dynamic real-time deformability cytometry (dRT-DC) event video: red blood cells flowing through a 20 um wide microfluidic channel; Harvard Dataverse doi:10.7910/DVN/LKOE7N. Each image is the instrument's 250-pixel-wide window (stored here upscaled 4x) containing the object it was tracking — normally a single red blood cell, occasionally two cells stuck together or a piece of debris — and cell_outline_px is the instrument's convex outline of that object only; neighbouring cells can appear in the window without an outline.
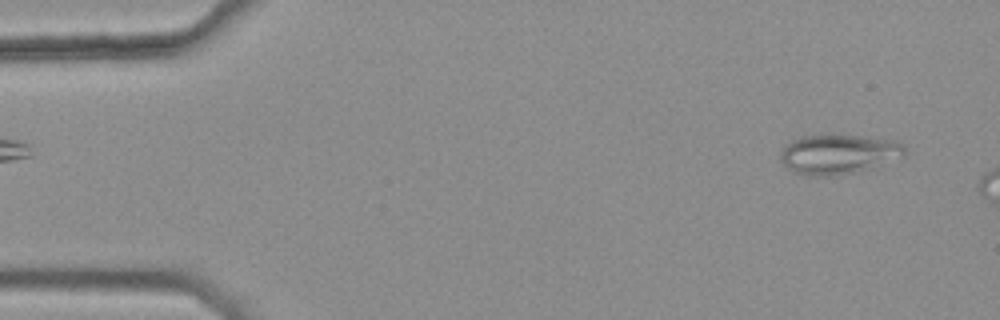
{"species": "common noctule bat (a hibernating species)", "species_latin": "Nyctalus noctula", "temperature_condition": "warm", "stored_images_in_passage": 3, "camera_frame_rate_fps": 3000, "um_per_image_px": 0.085, "animal": {"sex": "female", "body_mass_g": 25.1}, "frame": {"image": 1, "passage_image": 2, "time_ms": 0.333, "image_size_px": [1000, 320], "cell_outline_px": [[904, 156], [852, 172], [832, 176], [804, 176], [788, 168], [780, 160], [780, 152], [784, 144], [800, 136], [868, 136], [900, 140], [904, 148]], "centroid_in_image_um": [71.22, 13.09], "position_along_channel_um": 13.8, "area_um2": 28.38}}